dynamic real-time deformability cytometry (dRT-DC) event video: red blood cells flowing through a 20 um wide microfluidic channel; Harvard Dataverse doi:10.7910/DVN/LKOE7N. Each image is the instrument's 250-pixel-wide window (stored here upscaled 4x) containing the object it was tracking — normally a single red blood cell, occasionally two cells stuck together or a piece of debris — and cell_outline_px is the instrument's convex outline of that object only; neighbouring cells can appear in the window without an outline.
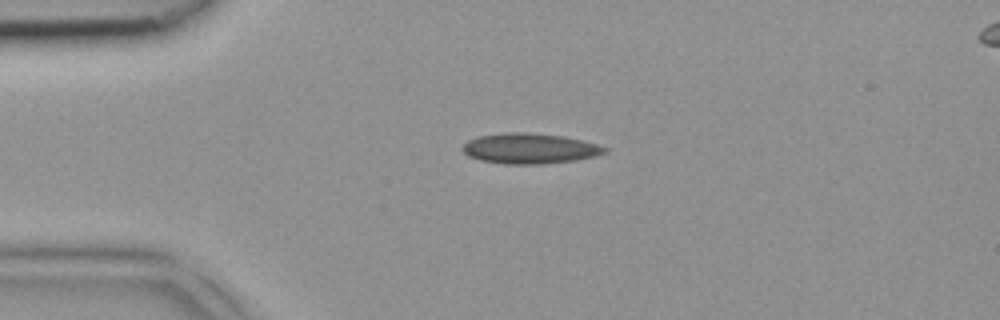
{"species": "common noctule bat (a hibernating species)", "species_latin": "Nyctalus noctula", "temperature_condition": "room temperature", "stored_images_in_passage": 3, "camera_frame_rate_fps": 3000, "um_per_image_px": 0.085, "animal": {"sex": "female", "body_mass_g": 18.4}, "frame": {"image": 1, "passage_image": 1, "time_ms": 0.0, "image_size_px": [1000, 320], "cell_outline_px": [[608, 152], [596, 156], [576, 160], [540, 164], [504, 164], [480, 160], [468, 156], [460, 148], [468, 140], [476, 136], [504, 132], [528, 132], [564, 136], [584, 140], [608, 148]], "centroid_in_image_um": [45.02, 12.61], "position_along_channel_um": 40.0, "area_um2": 25.49}}